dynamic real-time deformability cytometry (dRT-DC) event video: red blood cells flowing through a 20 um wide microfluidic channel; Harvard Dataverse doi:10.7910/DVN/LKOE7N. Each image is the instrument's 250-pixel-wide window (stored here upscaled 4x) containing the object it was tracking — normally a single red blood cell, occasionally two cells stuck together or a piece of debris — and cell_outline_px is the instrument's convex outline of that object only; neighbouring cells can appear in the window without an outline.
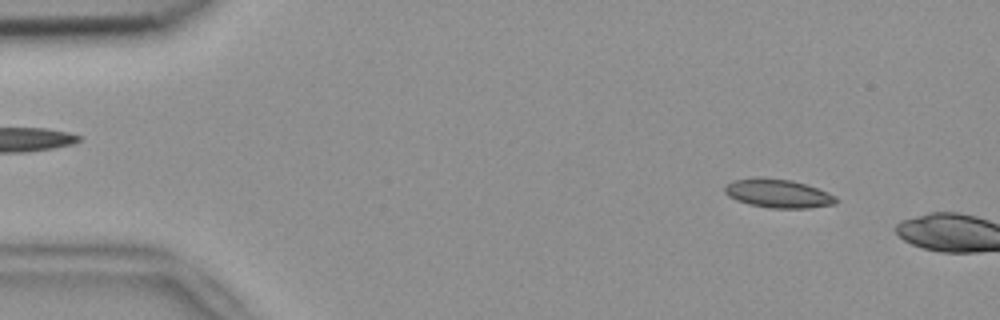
{"species": "common noctule bat (a hibernating species)", "species_latin": "Nyctalus noctula", "temperature_condition": "room temperature", "stored_images_in_passage": 7, "camera_frame_rate_fps": 3000, "um_per_image_px": 0.085, "animal": {"sex": "female", "body_mass_g": 18.4}, "frame": {"image": 1, "passage_image": 5, "time_ms": 1.333, "image_size_px": [1000, 320], "cell_outline_px": [[836, 204], [808, 208], [772, 208], [748, 204], [736, 200], [728, 196], [724, 192], [724, 188], [732, 180], [792, 180], [828, 192], [836, 196]], "centroid_in_image_um": [66.17, 16.49], "position_along_channel_um": 18.8, "area_um2": 17.8}}